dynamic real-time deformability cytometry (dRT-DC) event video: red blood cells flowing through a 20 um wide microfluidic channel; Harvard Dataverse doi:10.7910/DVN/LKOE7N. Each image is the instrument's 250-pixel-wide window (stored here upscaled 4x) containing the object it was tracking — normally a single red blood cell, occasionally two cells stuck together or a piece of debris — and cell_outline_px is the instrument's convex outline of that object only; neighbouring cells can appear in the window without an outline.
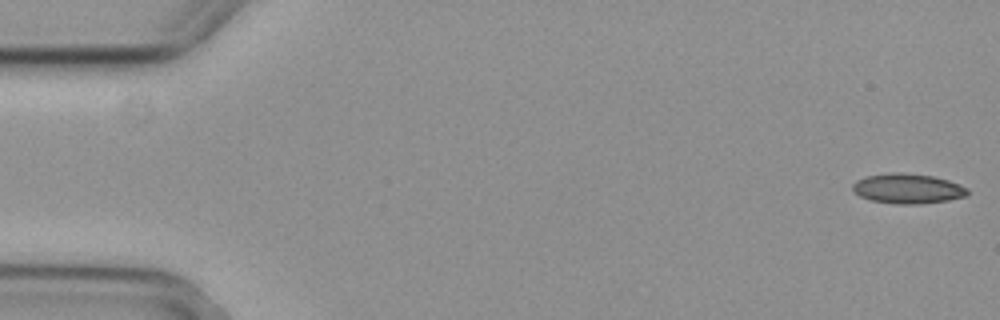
{"species": "common noctule bat (a hibernating species)", "species_latin": "Nyctalus noctula", "temperature_condition": "cold", "stored_images_in_passage": 4, "camera_frame_rate_fps": 3000, "um_per_image_px": 0.085, "animal": {"sex": "female", "body_mass_g": 29.2, "forearm_length_mm": 56.3}, "frame": {"image": 1, "passage_image": 1, "time_ms": 0.0, "image_size_px": [1000, 320], "cell_outline_px": [[968, 196], [948, 200], [920, 204], [896, 204], [868, 200], [852, 192], [852, 184], [856, 180], [868, 176], [888, 172], [904, 172], [932, 176], [948, 180], [968, 188]], "centroid_in_image_um": [77.13, 16.03], "position_along_channel_um": 7.9, "area_um2": 20.29}}
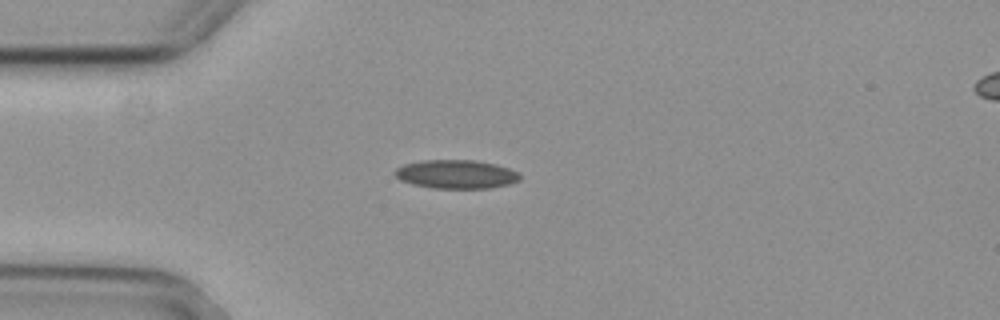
{"frame": {"image": 2, "passage_image": 4, "time_ms": 1.0, "image_size_px": [1000, 320], "cell_outline_px": [[520, 180], [508, 184], [492, 188], [432, 188], [412, 184], [400, 180], [392, 172], [396, 168], [404, 164], [424, 160], [476, 160], [496, 164], [508, 168], [516, 172], [520, 176]], "centroid_in_image_um": [38.75, 14.81], "position_along_channel_um": 46.3, "area_um2": 20.92}}